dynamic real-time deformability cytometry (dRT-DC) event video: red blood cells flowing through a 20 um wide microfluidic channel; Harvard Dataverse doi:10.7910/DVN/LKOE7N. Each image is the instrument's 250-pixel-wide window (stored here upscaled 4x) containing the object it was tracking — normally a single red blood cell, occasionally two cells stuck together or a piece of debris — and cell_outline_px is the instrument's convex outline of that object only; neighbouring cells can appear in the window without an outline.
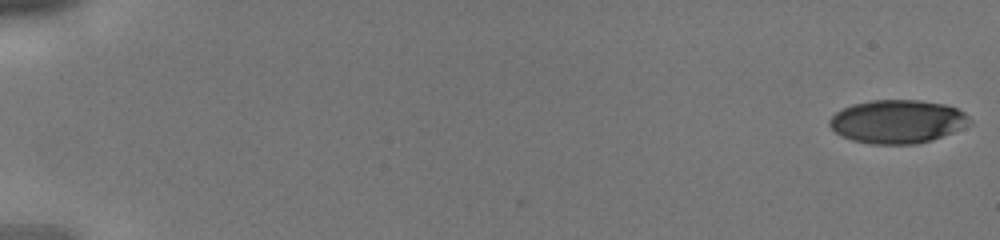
{"species": "human", "species_latin": "Homo sapiens", "temperature_condition": "cold", "stored_images_in_passage": 42, "camera_frame_rate_fps": 3000, "um_per_image_px": 0.085, "donor": {"sex": "male"}, "frame": {"image": 1, "passage_image": 1, "time_ms": 0.0, "image_size_px": [1000, 240], "cell_outline_px": [[960, 116], [944, 132], [928, 140], [892, 144], [860, 140], [844, 136], [832, 128], [832, 120], [844, 108], [860, 104], [880, 100], [904, 100], [936, 104], [956, 108], [960, 112]], "centroid_in_image_um": [76.05, 10.3], "position_along_channel_um": 9.0, "area_um2": 30.92}}
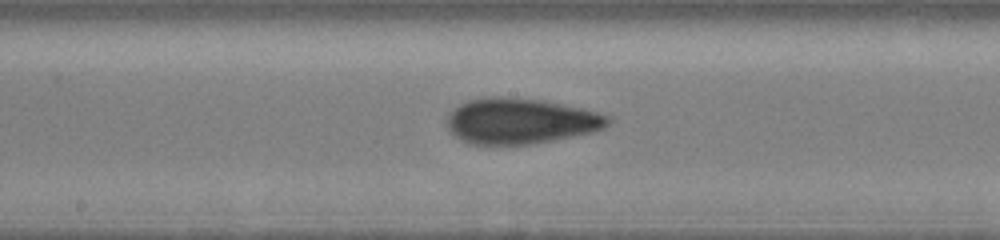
{"frame": {"image": 2, "passage_image": 24, "time_ms": 7.667, "image_size_px": [1000, 240], "cell_outline_px": [[604, 124], [596, 128], [552, 136], [528, 140], [476, 140], [464, 136], [452, 124], [452, 116], [460, 108], [468, 104], [480, 100], [508, 100], [544, 104], [584, 112], [600, 116], [604, 120]], "centroid_in_image_um": [44.18, 10.25], "position_along_channel_um": 204.0, "area_um2": 33.0}}
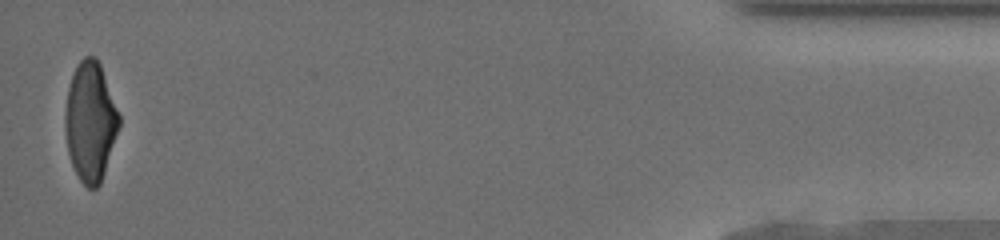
{"frame": {"image": 3, "passage_image": 42, "time_ms": 13.667, "image_size_px": [1000, 240], "cell_outline_px": [[120, 124], [100, 180], [96, 188], [88, 188], [84, 184], [76, 172], [68, 148], [68, 92], [72, 76], [76, 68], [88, 56], [92, 56], [96, 60], [100, 68], [120, 116]], "centroid_in_image_um": [7.72, 10.36], "position_along_channel_um": 427.5, "area_um2": 34.74}}